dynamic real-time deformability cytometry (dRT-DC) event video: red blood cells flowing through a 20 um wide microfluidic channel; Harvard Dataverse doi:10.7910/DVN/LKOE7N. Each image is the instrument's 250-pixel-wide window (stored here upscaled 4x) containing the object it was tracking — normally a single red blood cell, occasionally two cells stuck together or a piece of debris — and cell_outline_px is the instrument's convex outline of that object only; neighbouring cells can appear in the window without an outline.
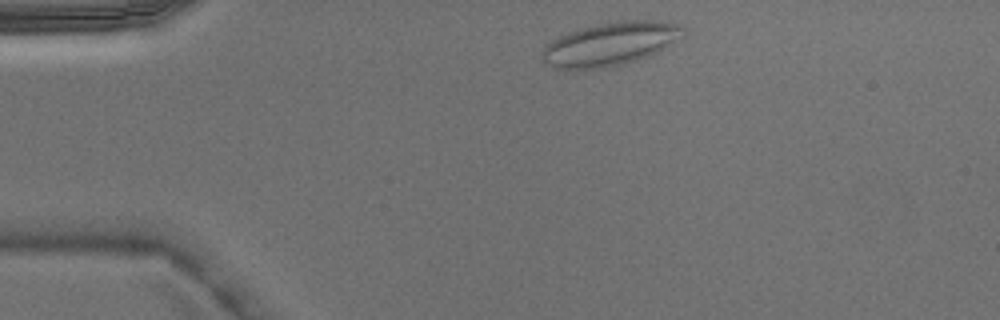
{"species": "Egyptian fruit bat (a non-hibernating species)", "species_latin": "Rousettus aegyptiacus", "temperature_condition": "warm", "stored_images_in_passage": 2, "camera_frame_rate_fps": 3000, "um_per_image_px": 0.085, "animal": {"sex": "male"}, "frame": {"image": 1, "passage_image": 1, "time_ms": 0.0, "image_size_px": [1000, 320], "cell_outline_px": [[684, 28], [664, 48], [648, 56], [624, 64], [604, 68], [552, 68], [544, 64], [544, 44], [568, 32], [580, 28], [616, 20], [652, 20], [680, 24]], "centroid_in_image_um": [51.8, 3.73], "position_along_channel_um": 33.2, "area_um2": 34.97}}